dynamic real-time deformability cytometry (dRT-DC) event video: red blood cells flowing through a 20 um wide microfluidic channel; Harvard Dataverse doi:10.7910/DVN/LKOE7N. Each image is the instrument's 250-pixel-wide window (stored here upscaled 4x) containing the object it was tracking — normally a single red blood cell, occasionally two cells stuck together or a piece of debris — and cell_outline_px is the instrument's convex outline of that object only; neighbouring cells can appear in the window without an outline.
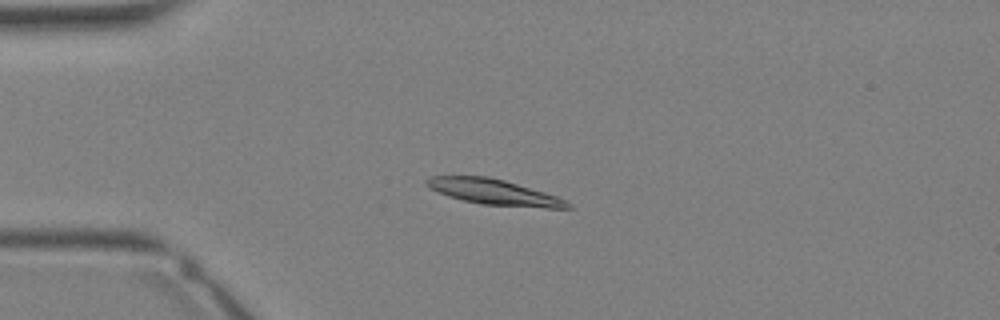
{"species": "Egyptian fruit bat (a non-hibernating species)", "species_latin": "Rousettus aegyptiacus", "temperature_condition": "warm", "stored_images_in_passage": 34, "camera_frame_rate_fps": 3000, "um_per_image_px": 0.085, "animal": {"sex": "female"}, "frame": {"image": 1, "passage_image": 8, "time_ms": 2.333, "image_size_px": [1000, 320], "cell_outline_px": [[572, 208], [544, 208], [480, 204], [448, 196], [428, 188], [424, 184], [424, 180], [432, 176], [488, 176], [504, 180], [544, 192], [556, 196], [572, 204]], "centroid_in_image_um": [41.95, 16.32], "position_along_channel_um": 43.0, "area_um2": 20.92}}
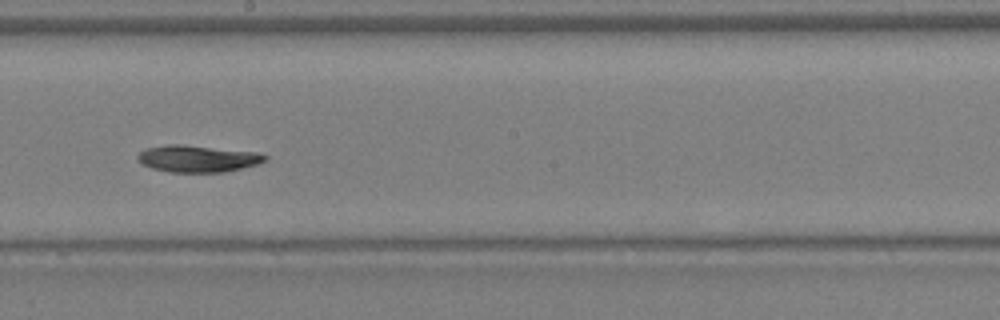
{"frame": {"image": 2, "passage_image": 19, "time_ms": 6.0, "image_size_px": [1000, 320], "cell_outline_px": [[268, 156], [264, 160], [256, 164], [224, 172], [168, 172], [152, 168], [136, 160], [136, 156], [140, 152], [148, 148], [168, 144], [180, 144], [256, 152]], "centroid_in_image_um": [16.75, 13.48], "position_along_channel_um": 231.5, "area_um2": 19.65}}
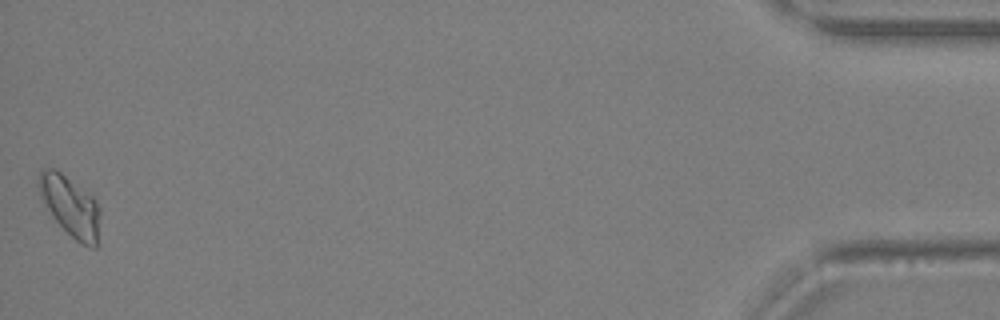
{"frame": {"image": 3, "passage_image": 34, "time_ms": 11.0, "image_size_px": [1000, 320], "cell_outline_px": [[100, 212], [96, 248], [92, 248], [80, 244], [52, 216], [40, 196], [36, 184], [36, 180], [40, 172], [44, 168], [52, 168], [60, 172], [92, 196], [96, 200], [100, 208]], "centroid_in_image_um": [5.96, 17.52], "position_along_channel_um": 429.2, "area_um2": 21.33}}